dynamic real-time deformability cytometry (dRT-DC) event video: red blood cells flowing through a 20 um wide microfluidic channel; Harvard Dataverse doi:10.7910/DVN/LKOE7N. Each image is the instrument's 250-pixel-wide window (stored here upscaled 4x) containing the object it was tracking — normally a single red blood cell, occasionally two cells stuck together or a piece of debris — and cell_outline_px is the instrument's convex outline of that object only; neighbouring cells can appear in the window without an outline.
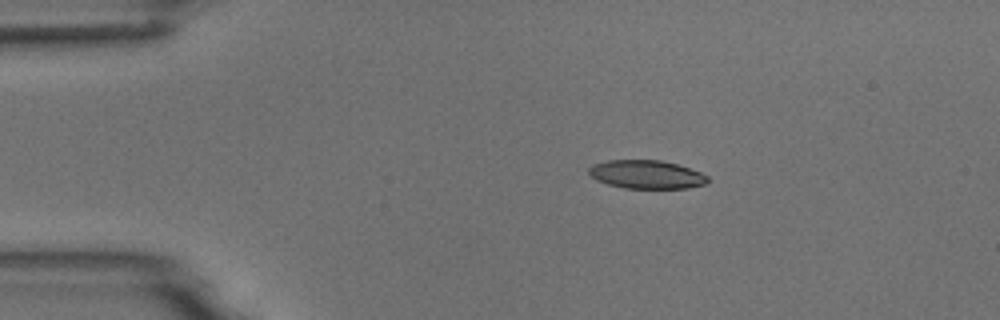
{"species": "common noctule bat (a hibernating species)", "species_latin": "Nyctalus noctula", "temperature_condition": "room temperature", "stored_images_in_passage": 3, "camera_frame_rate_fps": 3000, "um_per_image_px": 0.085, "animal": {"sex": "male", "body_mass_g": 18.8}, "frame": {"image": 1, "passage_image": 2, "time_ms": 1.333, "image_size_px": [1000, 320], "cell_outline_px": [[708, 180], [704, 184], [688, 188], [624, 188], [608, 184], [596, 180], [588, 172], [588, 168], [592, 164], [608, 160], [660, 160], [676, 164], [700, 172], [708, 176]], "centroid_in_image_um": [54.92, 14.82], "position_along_channel_um": 30.1, "area_um2": 19.59}}